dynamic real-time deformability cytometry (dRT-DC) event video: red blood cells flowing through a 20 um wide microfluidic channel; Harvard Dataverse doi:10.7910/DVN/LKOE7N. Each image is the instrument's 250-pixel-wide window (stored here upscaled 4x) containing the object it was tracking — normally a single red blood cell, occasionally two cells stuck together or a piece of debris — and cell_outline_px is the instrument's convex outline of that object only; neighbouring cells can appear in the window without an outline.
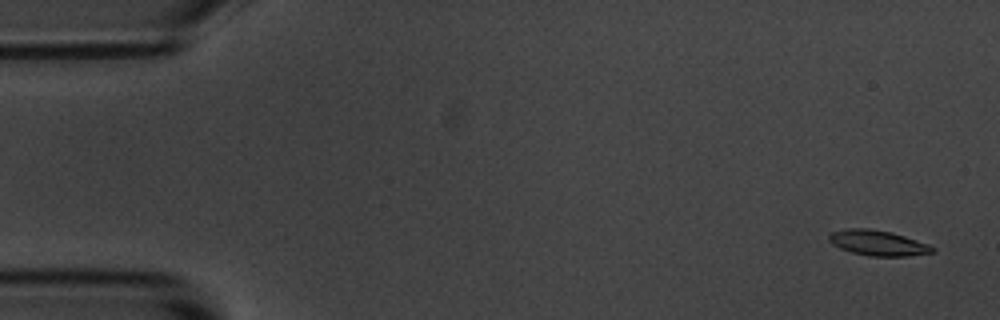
{"species": "common noctule bat (a hibernating species)", "species_latin": "Nyctalus noctula", "temperature_condition": "room temperature", "stored_images_in_passage": 4, "camera_frame_rate_fps": 3000, "um_per_image_px": 0.085, "animal": {"sex": "male", "body_mass_g": 20.1, "forearm_length_mm": 53.5}, "frame": {"image": 1, "passage_image": 1, "time_ms": 0.0, "image_size_px": [1000, 320], "cell_outline_px": [[936, 252], [908, 256], [868, 256], [852, 252], [840, 248], [832, 244], [828, 240], [828, 236], [832, 232], [848, 228], [868, 228], [892, 232], [928, 244], [936, 248]], "centroid_in_image_um": [74.63, 20.65], "position_along_channel_um": 10.4, "area_um2": 15.32}}
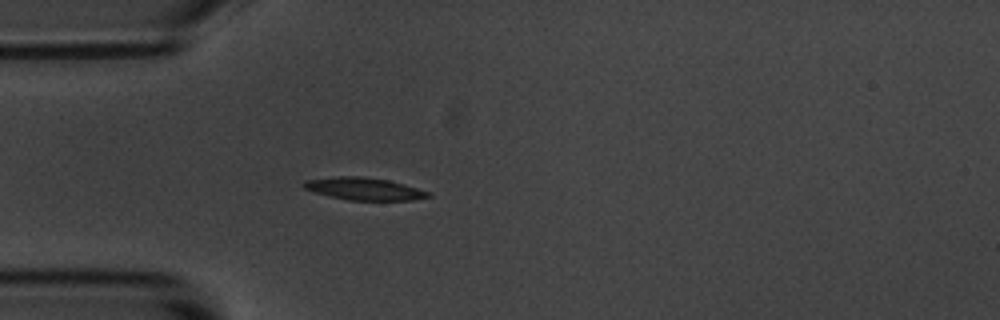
{"frame": {"image": 2, "passage_image": 4, "time_ms": 4.333, "image_size_px": [1000, 320], "cell_outline_px": [[432, 196], [412, 200], [348, 200], [328, 196], [304, 188], [300, 184], [304, 180], [336, 176], [364, 176], [388, 180], [404, 184], [432, 192]], "centroid_in_image_um": [30.95, 16.04], "position_along_channel_um": 54.1, "area_um2": 16.42}}